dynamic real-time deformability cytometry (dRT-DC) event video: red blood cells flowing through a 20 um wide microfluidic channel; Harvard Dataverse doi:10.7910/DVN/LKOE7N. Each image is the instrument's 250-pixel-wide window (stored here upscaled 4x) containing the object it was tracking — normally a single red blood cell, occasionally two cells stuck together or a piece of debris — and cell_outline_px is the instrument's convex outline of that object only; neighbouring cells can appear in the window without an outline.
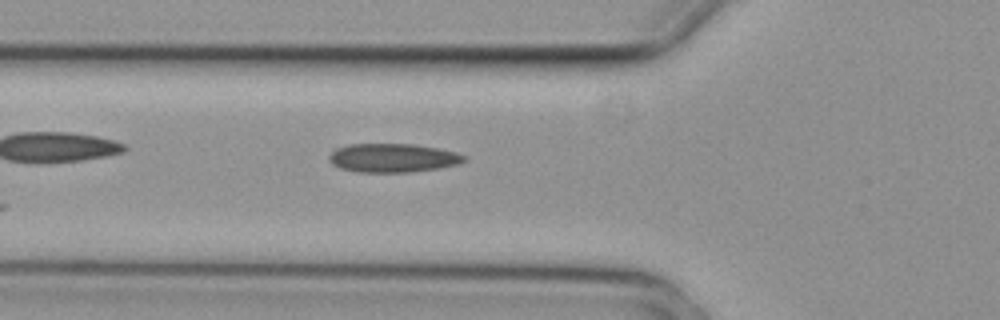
{"species": "common noctule bat (a hibernating species)", "species_latin": "Nyctalus noctula", "temperature_condition": "cold", "stored_images_in_passage": 5, "camera_frame_rate_fps": 3000, "um_per_image_px": 0.085, "animal": {"sex": "female", "body_mass_g": 29.2, "forearm_length_mm": 56.3}, "frame": {"image": 1, "passage_image": 5, "time_ms": 1.333, "image_size_px": [1000, 320], "cell_outline_px": [[468, 160], [460, 164], [440, 168], [412, 172], [360, 172], [340, 168], [332, 164], [328, 160], [328, 156], [336, 148], [348, 144], [412, 144], [436, 148], [456, 152], [468, 156]], "centroid_in_image_um": [33.42, 13.42], "position_along_channel_um": 92.4, "area_um2": 22.83}}